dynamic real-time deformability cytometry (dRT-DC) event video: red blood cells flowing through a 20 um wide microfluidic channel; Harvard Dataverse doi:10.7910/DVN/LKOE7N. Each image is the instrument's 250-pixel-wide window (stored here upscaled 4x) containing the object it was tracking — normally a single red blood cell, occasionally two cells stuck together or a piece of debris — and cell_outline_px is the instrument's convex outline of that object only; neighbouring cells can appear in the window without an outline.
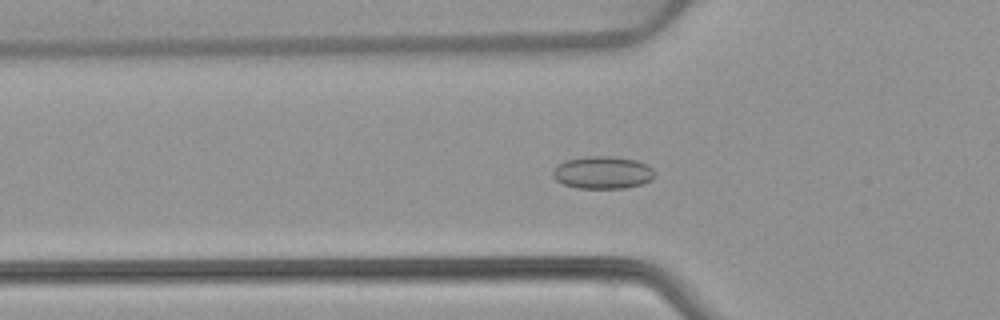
{"species": "common noctule bat (a hibernating species)", "species_latin": "Nyctalus noctula", "temperature_condition": "warm", "stored_images_in_passage": 53, "camera_frame_rate_fps": 3000, "um_per_image_px": 0.085, "animal": {"sex": "female", "body_mass_g": 22.7, "forearm_length_mm": 54.2}, "frame": {"image": 1, "passage_image": 18, "time_ms": 5.667, "image_size_px": [1000, 320], "cell_outline_px": [[656, 176], [652, 180], [640, 184], [624, 188], [576, 188], [564, 184], [556, 180], [552, 176], [552, 168], [568, 160], [588, 156], [612, 156], [636, 160], [648, 164], [656, 172]], "centroid_in_image_um": [51.26, 14.66], "position_along_channel_um": 74.5, "area_um2": 19.42}}
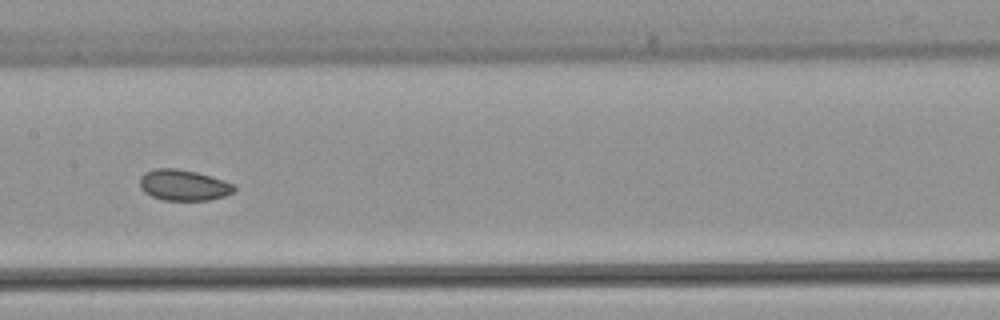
{"frame": {"image": 2, "passage_image": 27, "time_ms": 8.667, "image_size_px": [1000, 320], "cell_outline_px": [[236, 188], [232, 192], [224, 196], [208, 200], [164, 200], [152, 196], [144, 192], [140, 188], [140, 176], [144, 172], [156, 168], [176, 168], [196, 172], [224, 180], [236, 184]], "centroid_in_image_um": [15.59, 15.73], "position_along_channel_um": 191.8, "area_um2": 17.05}}
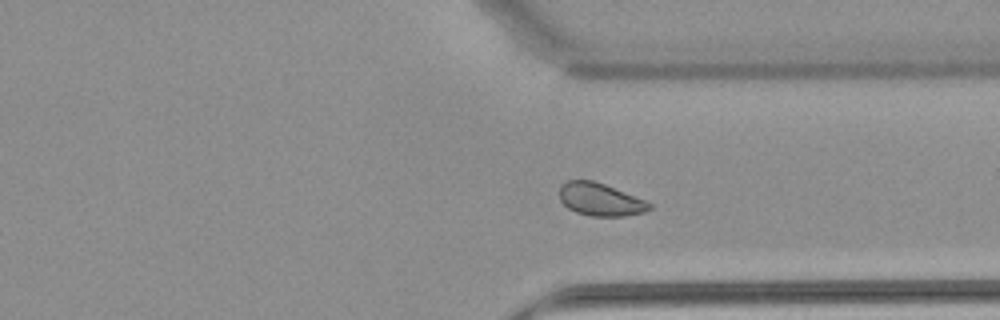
{"frame": {"image": 3, "passage_image": 40, "time_ms": 13.0, "image_size_px": [1000, 320], "cell_outline_px": [[652, 208], [644, 212], [624, 216], [592, 216], [576, 212], [568, 208], [560, 200], [560, 188], [568, 180], [592, 180], [604, 184], [644, 200], [652, 204]], "centroid_in_image_um": [51.02, 16.96], "position_along_channel_um": 360.4, "area_um2": 16.88}, "authors_computed_cell_mechanics": {"area_um2": 18.1492, "velocity_mm_per_s": 3.8901, "shape_relaxation_time_tau1_ms": null, "shape_relaxation_time_tau2_ms": 2.4749, "deformation_change_tau1": null, "deformation_change_tau2": 0.0664}}